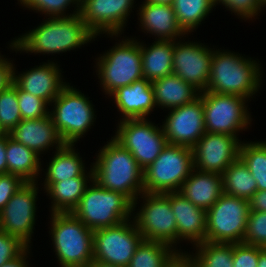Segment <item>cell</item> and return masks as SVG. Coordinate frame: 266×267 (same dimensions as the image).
<instances>
[{
  "instance_id": "cell-24",
  "label": "cell",
  "mask_w": 266,
  "mask_h": 267,
  "mask_svg": "<svg viewBox=\"0 0 266 267\" xmlns=\"http://www.w3.org/2000/svg\"><path fill=\"white\" fill-rule=\"evenodd\" d=\"M179 193L195 206L207 211L223 194L222 175L194 168L182 184Z\"/></svg>"
},
{
  "instance_id": "cell-33",
  "label": "cell",
  "mask_w": 266,
  "mask_h": 267,
  "mask_svg": "<svg viewBox=\"0 0 266 267\" xmlns=\"http://www.w3.org/2000/svg\"><path fill=\"white\" fill-rule=\"evenodd\" d=\"M195 248V254L190 256L196 267H233V243L204 241Z\"/></svg>"
},
{
  "instance_id": "cell-34",
  "label": "cell",
  "mask_w": 266,
  "mask_h": 267,
  "mask_svg": "<svg viewBox=\"0 0 266 267\" xmlns=\"http://www.w3.org/2000/svg\"><path fill=\"white\" fill-rule=\"evenodd\" d=\"M239 158L257 182V191H266V141L241 142Z\"/></svg>"
},
{
  "instance_id": "cell-12",
  "label": "cell",
  "mask_w": 266,
  "mask_h": 267,
  "mask_svg": "<svg viewBox=\"0 0 266 267\" xmlns=\"http://www.w3.org/2000/svg\"><path fill=\"white\" fill-rule=\"evenodd\" d=\"M113 138L131 152L145 170L168 144L162 126L148 119H120Z\"/></svg>"
},
{
  "instance_id": "cell-30",
  "label": "cell",
  "mask_w": 266,
  "mask_h": 267,
  "mask_svg": "<svg viewBox=\"0 0 266 267\" xmlns=\"http://www.w3.org/2000/svg\"><path fill=\"white\" fill-rule=\"evenodd\" d=\"M221 175L225 194L249 200L257 192V182L240 158Z\"/></svg>"
},
{
  "instance_id": "cell-28",
  "label": "cell",
  "mask_w": 266,
  "mask_h": 267,
  "mask_svg": "<svg viewBox=\"0 0 266 267\" xmlns=\"http://www.w3.org/2000/svg\"><path fill=\"white\" fill-rule=\"evenodd\" d=\"M93 177H75L55 183H44V190L52 199L51 213L72 212L79 204Z\"/></svg>"
},
{
  "instance_id": "cell-21",
  "label": "cell",
  "mask_w": 266,
  "mask_h": 267,
  "mask_svg": "<svg viewBox=\"0 0 266 267\" xmlns=\"http://www.w3.org/2000/svg\"><path fill=\"white\" fill-rule=\"evenodd\" d=\"M170 204L177 222V243L197 245L205 241L206 210L195 206L179 192H170Z\"/></svg>"
},
{
  "instance_id": "cell-45",
  "label": "cell",
  "mask_w": 266,
  "mask_h": 267,
  "mask_svg": "<svg viewBox=\"0 0 266 267\" xmlns=\"http://www.w3.org/2000/svg\"><path fill=\"white\" fill-rule=\"evenodd\" d=\"M248 201L250 211L266 212V191H257Z\"/></svg>"
},
{
  "instance_id": "cell-11",
  "label": "cell",
  "mask_w": 266,
  "mask_h": 267,
  "mask_svg": "<svg viewBox=\"0 0 266 267\" xmlns=\"http://www.w3.org/2000/svg\"><path fill=\"white\" fill-rule=\"evenodd\" d=\"M140 197L144 204L131 218L143 239L163 242L173 248L177 246V222L170 204V192H143Z\"/></svg>"
},
{
  "instance_id": "cell-36",
  "label": "cell",
  "mask_w": 266,
  "mask_h": 267,
  "mask_svg": "<svg viewBox=\"0 0 266 267\" xmlns=\"http://www.w3.org/2000/svg\"><path fill=\"white\" fill-rule=\"evenodd\" d=\"M21 5L36 12H41L49 17H69L79 13L81 0H18ZM71 4L75 5L76 10L66 15V10Z\"/></svg>"
},
{
  "instance_id": "cell-3",
  "label": "cell",
  "mask_w": 266,
  "mask_h": 267,
  "mask_svg": "<svg viewBox=\"0 0 266 267\" xmlns=\"http://www.w3.org/2000/svg\"><path fill=\"white\" fill-rule=\"evenodd\" d=\"M259 61L243 57L228 50H213L210 78L206 91L234 94L249 98L262 85V69Z\"/></svg>"
},
{
  "instance_id": "cell-15",
  "label": "cell",
  "mask_w": 266,
  "mask_h": 267,
  "mask_svg": "<svg viewBox=\"0 0 266 267\" xmlns=\"http://www.w3.org/2000/svg\"><path fill=\"white\" fill-rule=\"evenodd\" d=\"M133 4L134 0H81L79 14L96 37L106 33L113 38L124 30Z\"/></svg>"
},
{
  "instance_id": "cell-16",
  "label": "cell",
  "mask_w": 266,
  "mask_h": 267,
  "mask_svg": "<svg viewBox=\"0 0 266 267\" xmlns=\"http://www.w3.org/2000/svg\"><path fill=\"white\" fill-rule=\"evenodd\" d=\"M213 49L197 42L174 41L173 74L200 92L206 91L210 78Z\"/></svg>"
},
{
  "instance_id": "cell-41",
  "label": "cell",
  "mask_w": 266,
  "mask_h": 267,
  "mask_svg": "<svg viewBox=\"0 0 266 267\" xmlns=\"http://www.w3.org/2000/svg\"><path fill=\"white\" fill-rule=\"evenodd\" d=\"M259 247L244 243L233 244V267H257Z\"/></svg>"
},
{
  "instance_id": "cell-32",
  "label": "cell",
  "mask_w": 266,
  "mask_h": 267,
  "mask_svg": "<svg viewBox=\"0 0 266 267\" xmlns=\"http://www.w3.org/2000/svg\"><path fill=\"white\" fill-rule=\"evenodd\" d=\"M172 7L179 27L188 35L206 19L215 4L214 0H174Z\"/></svg>"
},
{
  "instance_id": "cell-40",
  "label": "cell",
  "mask_w": 266,
  "mask_h": 267,
  "mask_svg": "<svg viewBox=\"0 0 266 267\" xmlns=\"http://www.w3.org/2000/svg\"><path fill=\"white\" fill-rule=\"evenodd\" d=\"M26 248L17 237L0 230V267L18 257Z\"/></svg>"
},
{
  "instance_id": "cell-26",
  "label": "cell",
  "mask_w": 266,
  "mask_h": 267,
  "mask_svg": "<svg viewBox=\"0 0 266 267\" xmlns=\"http://www.w3.org/2000/svg\"><path fill=\"white\" fill-rule=\"evenodd\" d=\"M74 146L73 144H65L56 150L49 165H47L44 183H55L75 177H93L92 165L90 172L87 173L85 163H83L80 154L75 151Z\"/></svg>"
},
{
  "instance_id": "cell-29",
  "label": "cell",
  "mask_w": 266,
  "mask_h": 267,
  "mask_svg": "<svg viewBox=\"0 0 266 267\" xmlns=\"http://www.w3.org/2000/svg\"><path fill=\"white\" fill-rule=\"evenodd\" d=\"M7 173L19 176L25 182H36L40 175L41 158L32 149L20 144L7 133Z\"/></svg>"
},
{
  "instance_id": "cell-51",
  "label": "cell",
  "mask_w": 266,
  "mask_h": 267,
  "mask_svg": "<svg viewBox=\"0 0 266 267\" xmlns=\"http://www.w3.org/2000/svg\"><path fill=\"white\" fill-rule=\"evenodd\" d=\"M259 2H260L264 7H266V0H259Z\"/></svg>"
},
{
  "instance_id": "cell-18",
  "label": "cell",
  "mask_w": 266,
  "mask_h": 267,
  "mask_svg": "<svg viewBox=\"0 0 266 267\" xmlns=\"http://www.w3.org/2000/svg\"><path fill=\"white\" fill-rule=\"evenodd\" d=\"M233 135L206 132L192 148L194 168L222 174L239 158L241 141Z\"/></svg>"
},
{
  "instance_id": "cell-8",
  "label": "cell",
  "mask_w": 266,
  "mask_h": 267,
  "mask_svg": "<svg viewBox=\"0 0 266 267\" xmlns=\"http://www.w3.org/2000/svg\"><path fill=\"white\" fill-rule=\"evenodd\" d=\"M51 106L54 109L49 114L65 144L75 145L96 120L89 98L69 83L51 102Z\"/></svg>"
},
{
  "instance_id": "cell-2",
  "label": "cell",
  "mask_w": 266,
  "mask_h": 267,
  "mask_svg": "<svg viewBox=\"0 0 266 267\" xmlns=\"http://www.w3.org/2000/svg\"><path fill=\"white\" fill-rule=\"evenodd\" d=\"M97 154L92 164L93 180L107 190L125 195L135 211L138 196L144 192V170L131 152L113 137Z\"/></svg>"
},
{
  "instance_id": "cell-43",
  "label": "cell",
  "mask_w": 266,
  "mask_h": 267,
  "mask_svg": "<svg viewBox=\"0 0 266 267\" xmlns=\"http://www.w3.org/2000/svg\"><path fill=\"white\" fill-rule=\"evenodd\" d=\"M13 63L0 55V93L13 82Z\"/></svg>"
},
{
  "instance_id": "cell-27",
  "label": "cell",
  "mask_w": 266,
  "mask_h": 267,
  "mask_svg": "<svg viewBox=\"0 0 266 267\" xmlns=\"http://www.w3.org/2000/svg\"><path fill=\"white\" fill-rule=\"evenodd\" d=\"M174 41L156 40L146 47L141 43L143 78L154 81L173 74Z\"/></svg>"
},
{
  "instance_id": "cell-42",
  "label": "cell",
  "mask_w": 266,
  "mask_h": 267,
  "mask_svg": "<svg viewBox=\"0 0 266 267\" xmlns=\"http://www.w3.org/2000/svg\"><path fill=\"white\" fill-rule=\"evenodd\" d=\"M19 176L10 173L0 174V211L11 197L25 184Z\"/></svg>"
},
{
  "instance_id": "cell-6",
  "label": "cell",
  "mask_w": 266,
  "mask_h": 267,
  "mask_svg": "<svg viewBox=\"0 0 266 267\" xmlns=\"http://www.w3.org/2000/svg\"><path fill=\"white\" fill-rule=\"evenodd\" d=\"M127 37L96 59V72L106 95L143 78L141 43Z\"/></svg>"
},
{
  "instance_id": "cell-44",
  "label": "cell",
  "mask_w": 266,
  "mask_h": 267,
  "mask_svg": "<svg viewBox=\"0 0 266 267\" xmlns=\"http://www.w3.org/2000/svg\"><path fill=\"white\" fill-rule=\"evenodd\" d=\"M165 267H196L190 253L178 252Z\"/></svg>"
},
{
  "instance_id": "cell-13",
  "label": "cell",
  "mask_w": 266,
  "mask_h": 267,
  "mask_svg": "<svg viewBox=\"0 0 266 267\" xmlns=\"http://www.w3.org/2000/svg\"><path fill=\"white\" fill-rule=\"evenodd\" d=\"M142 240L141 233L131 219L112 227L93 230V259L127 267Z\"/></svg>"
},
{
  "instance_id": "cell-1",
  "label": "cell",
  "mask_w": 266,
  "mask_h": 267,
  "mask_svg": "<svg viewBox=\"0 0 266 267\" xmlns=\"http://www.w3.org/2000/svg\"><path fill=\"white\" fill-rule=\"evenodd\" d=\"M47 19L37 28L34 27L35 29L15 38L10 43L11 49L23 53L60 54L81 48L96 38L79 13L69 17Z\"/></svg>"
},
{
  "instance_id": "cell-46",
  "label": "cell",
  "mask_w": 266,
  "mask_h": 267,
  "mask_svg": "<svg viewBox=\"0 0 266 267\" xmlns=\"http://www.w3.org/2000/svg\"><path fill=\"white\" fill-rule=\"evenodd\" d=\"M6 145L7 133L0 137V174H7Z\"/></svg>"
},
{
  "instance_id": "cell-20",
  "label": "cell",
  "mask_w": 266,
  "mask_h": 267,
  "mask_svg": "<svg viewBox=\"0 0 266 267\" xmlns=\"http://www.w3.org/2000/svg\"><path fill=\"white\" fill-rule=\"evenodd\" d=\"M8 134L39 156L49 147L58 150L65 145L50 114L41 119L21 120Z\"/></svg>"
},
{
  "instance_id": "cell-22",
  "label": "cell",
  "mask_w": 266,
  "mask_h": 267,
  "mask_svg": "<svg viewBox=\"0 0 266 267\" xmlns=\"http://www.w3.org/2000/svg\"><path fill=\"white\" fill-rule=\"evenodd\" d=\"M109 96L124 119H146L156 107L151 81L142 78L120 87Z\"/></svg>"
},
{
  "instance_id": "cell-17",
  "label": "cell",
  "mask_w": 266,
  "mask_h": 267,
  "mask_svg": "<svg viewBox=\"0 0 266 267\" xmlns=\"http://www.w3.org/2000/svg\"><path fill=\"white\" fill-rule=\"evenodd\" d=\"M169 110L162 124L168 144L193 148L206 133L201 97Z\"/></svg>"
},
{
  "instance_id": "cell-9",
  "label": "cell",
  "mask_w": 266,
  "mask_h": 267,
  "mask_svg": "<svg viewBox=\"0 0 266 267\" xmlns=\"http://www.w3.org/2000/svg\"><path fill=\"white\" fill-rule=\"evenodd\" d=\"M249 212L248 200L223 193L206 211L205 241L243 243Z\"/></svg>"
},
{
  "instance_id": "cell-5",
  "label": "cell",
  "mask_w": 266,
  "mask_h": 267,
  "mask_svg": "<svg viewBox=\"0 0 266 267\" xmlns=\"http://www.w3.org/2000/svg\"><path fill=\"white\" fill-rule=\"evenodd\" d=\"M72 213L92 230L130 220L133 203L123 194L101 187L92 180Z\"/></svg>"
},
{
  "instance_id": "cell-50",
  "label": "cell",
  "mask_w": 266,
  "mask_h": 267,
  "mask_svg": "<svg viewBox=\"0 0 266 267\" xmlns=\"http://www.w3.org/2000/svg\"><path fill=\"white\" fill-rule=\"evenodd\" d=\"M144 2L159 4V5H173L174 0H145Z\"/></svg>"
},
{
  "instance_id": "cell-7",
  "label": "cell",
  "mask_w": 266,
  "mask_h": 267,
  "mask_svg": "<svg viewBox=\"0 0 266 267\" xmlns=\"http://www.w3.org/2000/svg\"><path fill=\"white\" fill-rule=\"evenodd\" d=\"M194 169L192 148L170 145L144 170V192H179Z\"/></svg>"
},
{
  "instance_id": "cell-14",
  "label": "cell",
  "mask_w": 266,
  "mask_h": 267,
  "mask_svg": "<svg viewBox=\"0 0 266 267\" xmlns=\"http://www.w3.org/2000/svg\"><path fill=\"white\" fill-rule=\"evenodd\" d=\"M37 183L26 182L0 211V230L17 237L27 247H31L29 244L34 233Z\"/></svg>"
},
{
  "instance_id": "cell-35",
  "label": "cell",
  "mask_w": 266,
  "mask_h": 267,
  "mask_svg": "<svg viewBox=\"0 0 266 267\" xmlns=\"http://www.w3.org/2000/svg\"><path fill=\"white\" fill-rule=\"evenodd\" d=\"M21 120L17 85L12 82L0 93V128L4 133H9Z\"/></svg>"
},
{
  "instance_id": "cell-23",
  "label": "cell",
  "mask_w": 266,
  "mask_h": 267,
  "mask_svg": "<svg viewBox=\"0 0 266 267\" xmlns=\"http://www.w3.org/2000/svg\"><path fill=\"white\" fill-rule=\"evenodd\" d=\"M139 20L144 33L155 35L157 40L175 41L187 35L180 27L171 5L143 2L139 8ZM181 36V37H180Z\"/></svg>"
},
{
  "instance_id": "cell-39",
  "label": "cell",
  "mask_w": 266,
  "mask_h": 267,
  "mask_svg": "<svg viewBox=\"0 0 266 267\" xmlns=\"http://www.w3.org/2000/svg\"><path fill=\"white\" fill-rule=\"evenodd\" d=\"M219 3L246 21L258 16L264 7L259 0H214L215 7Z\"/></svg>"
},
{
  "instance_id": "cell-49",
  "label": "cell",
  "mask_w": 266,
  "mask_h": 267,
  "mask_svg": "<svg viewBox=\"0 0 266 267\" xmlns=\"http://www.w3.org/2000/svg\"><path fill=\"white\" fill-rule=\"evenodd\" d=\"M86 267H121L93 259Z\"/></svg>"
},
{
  "instance_id": "cell-31",
  "label": "cell",
  "mask_w": 266,
  "mask_h": 267,
  "mask_svg": "<svg viewBox=\"0 0 266 267\" xmlns=\"http://www.w3.org/2000/svg\"><path fill=\"white\" fill-rule=\"evenodd\" d=\"M159 241L142 240L127 267H165L180 252Z\"/></svg>"
},
{
  "instance_id": "cell-38",
  "label": "cell",
  "mask_w": 266,
  "mask_h": 267,
  "mask_svg": "<svg viewBox=\"0 0 266 267\" xmlns=\"http://www.w3.org/2000/svg\"><path fill=\"white\" fill-rule=\"evenodd\" d=\"M243 243L266 248V212H249Z\"/></svg>"
},
{
  "instance_id": "cell-47",
  "label": "cell",
  "mask_w": 266,
  "mask_h": 267,
  "mask_svg": "<svg viewBox=\"0 0 266 267\" xmlns=\"http://www.w3.org/2000/svg\"><path fill=\"white\" fill-rule=\"evenodd\" d=\"M30 247H27L18 257L15 259L5 263L1 267H28V261L26 259L28 258V254L30 253Z\"/></svg>"
},
{
  "instance_id": "cell-48",
  "label": "cell",
  "mask_w": 266,
  "mask_h": 267,
  "mask_svg": "<svg viewBox=\"0 0 266 267\" xmlns=\"http://www.w3.org/2000/svg\"><path fill=\"white\" fill-rule=\"evenodd\" d=\"M257 267H266V248L259 247V258Z\"/></svg>"
},
{
  "instance_id": "cell-25",
  "label": "cell",
  "mask_w": 266,
  "mask_h": 267,
  "mask_svg": "<svg viewBox=\"0 0 266 267\" xmlns=\"http://www.w3.org/2000/svg\"><path fill=\"white\" fill-rule=\"evenodd\" d=\"M155 105L172 109L196 100L200 91L175 74L151 82Z\"/></svg>"
},
{
  "instance_id": "cell-19",
  "label": "cell",
  "mask_w": 266,
  "mask_h": 267,
  "mask_svg": "<svg viewBox=\"0 0 266 267\" xmlns=\"http://www.w3.org/2000/svg\"><path fill=\"white\" fill-rule=\"evenodd\" d=\"M49 61L18 75L13 67V82L21 90L42 98L51 105V102L68 83L63 82L57 63Z\"/></svg>"
},
{
  "instance_id": "cell-52",
  "label": "cell",
  "mask_w": 266,
  "mask_h": 267,
  "mask_svg": "<svg viewBox=\"0 0 266 267\" xmlns=\"http://www.w3.org/2000/svg\"><path fill=\"white\" fill-rule=\"evenodd\" d=\"M5 133L3 132V130L0 128V137L2 136V135H4Z\"/></svg>"
},
{
  "instance_id": "cell-4",
  "label": "cell",
  "mask_w": 266,
  "mask_h": 267,
  "mask_svg": "<svg viewBox=\"0 0 266 267\" xmlns=\"http://www.w3.org/2000/svg\"><path fill=\"white\" fill-rule=\"evenodd\" d=\"M49 231L61 267H86L93 260V230L72 212L51 213Z\"/></svg>"
},
{
  "instance_id": "cell-10",
  "label": "cell",
  "mask_w": 266,
  "mask_h": 267,
  "mask_svg": "<svg viewBox=\"0 0 266 267\" xmlns=\"http://www.w3.org/2000/svg\"><path fill=\"white\" fill-rule=\"evenodd\" d=\"M199 96L203 103L206 132L237 137L240 130L248 129L252 121L246 105L248 99L208 91L200 92Z\"/></svg>"
},
{
  "instance_id": "cell-37",
  "label": "cell",
  "mask_w": 266,
  "mask_h": 267,
  "mask_svg": "<svg viewBox=\"0 0 266 267\" xmlns=\"http://www.w3.org/2000/svg\"><path fill=\"white\" fill-rule=\"evenodd\" d=\"M17 99L22 120L41 119L49 115V104L45 100L21 90L18 86Z\"/></svg>"
}]
</instances>
